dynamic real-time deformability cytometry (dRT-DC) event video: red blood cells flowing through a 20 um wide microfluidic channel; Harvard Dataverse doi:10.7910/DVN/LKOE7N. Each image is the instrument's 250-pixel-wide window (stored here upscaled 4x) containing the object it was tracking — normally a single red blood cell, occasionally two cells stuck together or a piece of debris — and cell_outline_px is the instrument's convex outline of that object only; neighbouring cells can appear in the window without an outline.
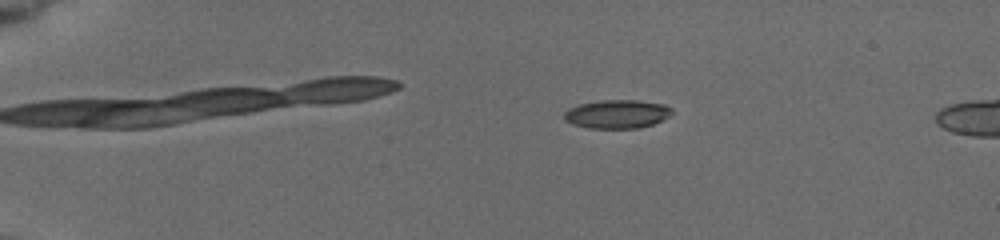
{"species": "common noctule bat (a hibernating species)", "species_latin": "Nyctalus noctula", "temperature_condition": "cold", "stored_images_in_passage": 51, "camera_frame_rate_fps": 3000, "um_per_image_px": 0.085, "animal": {"sex": "female", "body_mass_g": 19.5, "forearm_length_mm": 54.1}, "frame": {"image": 1, "passage_image": 14, "time_ms": 3.333, "image_size_px": [1000, 240], "cell_outline_px": [[672, 112], [664, 120], [640, 128], [588, 128], [572, 124], [564, 120], [564, 112], [568, 108], [580, 104], [600, 100], [636, 100], [664, 104], [672, 108]], "centroid_in_image_um": [52.44, 9.69], "position_along_channel_um": 32.6, "area_um2": 18.03}}
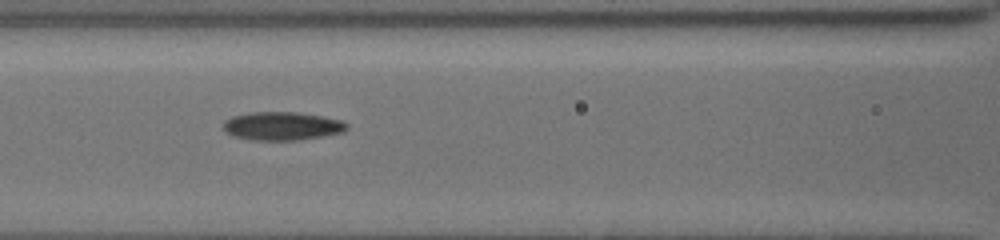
{"frame": {"image": 2, "passage_image": 39, "time_ms": 8.333, "image_size_px": [1000, 240], "cell_outline_px": [[348, 128], [344, 132], [300, 140], [252, 140], [232, 136], [224, 132], [224, 120], [232, 116], [252, 112], [296, 112], [320, 116], [340, 120], [348, 124]], "centroid_in_image_um": [23.95, 10.72], "position_along_channel_um": 142.6, "area_um2": 20.46}}
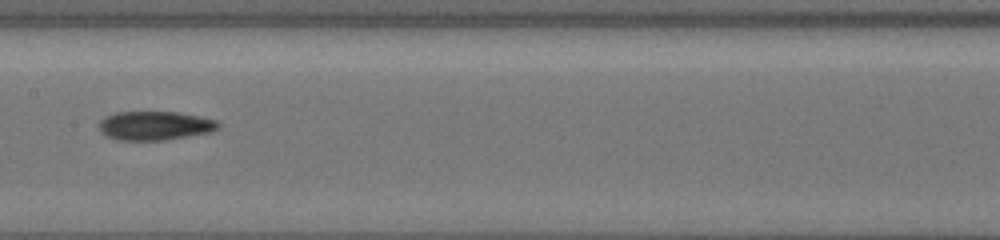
{"frame": {"image": 3, "passage_image": 47, "time_ms": 9.667, "image_size_px": [1000, 240], "cell_outline_px": [[220, 124], [212, 132], [164, 140], [116, 140], [108, 136], [100, 128], [100, 124], [108, 116], [116, 112], [176, 112], [216, 120]], "centroid_in_image_um": [13.2, 10.69], "position_along_channel_um": 194.2, "area_um2": 19.59}}